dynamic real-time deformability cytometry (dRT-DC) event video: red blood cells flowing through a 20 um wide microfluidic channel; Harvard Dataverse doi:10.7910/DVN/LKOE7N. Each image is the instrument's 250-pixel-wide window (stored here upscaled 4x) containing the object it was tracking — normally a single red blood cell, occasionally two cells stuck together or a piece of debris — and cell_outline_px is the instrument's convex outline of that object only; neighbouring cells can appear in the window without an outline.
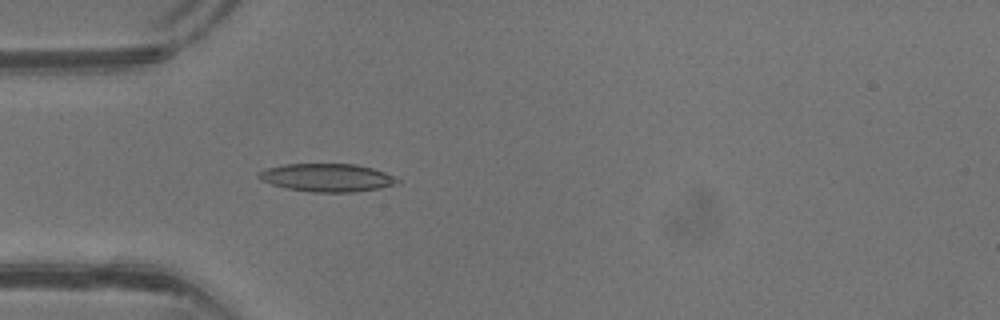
{"species": "common noctule bat (a hibernating species)", "species_latin": "Nyctalus noctula", "temperature_condition": "warm", "stored_images_in_passage": 41, "camera_frame_rate_fps": 3000, "um_per_image_px": 0.085, "animal": {"sex": "male", "body_mass_g": 13.3}, "frame": {"image": 1, "passage_image": 12, "time_ms": 3.667, "image_size_px": [1000, 320], "cell_outline_px": [[400, 184], [380, 188], [356, 192], [312, 192], [284, 188], [260, 180], [256, 176], [260, 172], [268, 168], [284, 164], [356, 164], [372, 168], [384, 172], [400, 180]], "centroid_in_image_um": [27.82, 15.11], "position_along_channel_um": 57.2, "area_um2": 22.72}}
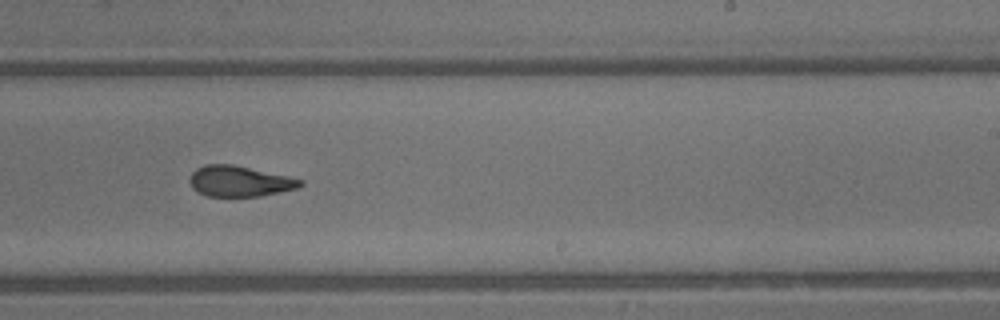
{"frame": {"image": 2, "passage_image": 25, "time_ms": 8.0, "image_size_px": [1000, 320], "cell_outline_px": [[304, 184], [296, 188], [260, 196], [208, 196], [196, 192], [192, 188], [188, 180], [192, 172], [196, 168], [204, 164], [232, 164], [288, 176], [304, 180]], "centroid_in_image_um": [20.32, 15.4], "position_along_channel_um": 268.7, "area_um2": 19.83}}
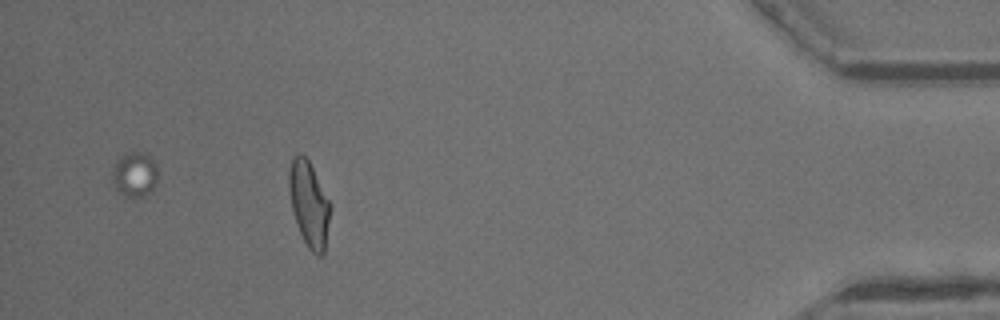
{"frame": {"image": 3, "passage_image": 37, "time_ms": 12.0, "image_size_px": [1000, 320], "cell_outline_px": [[332, 208], [324, 252], [320, 256], [316, 256], [308, 248], [296, 224], [288, 192], [288, 172], [292, 156], [300, 152], [308, 160], [332, 204]], "centroid_in_image_um": [26.27, 17.33], "position_along_channel_um": 408.9, "area_um2": 20.87}, "authors_computed_cell_mechanics": {"area_um2": 20.5768, "velocity_mm_per_s": 4.9744, "shape_relaxation_time_tau1_ms": 5.8819, "shape_relaxation_time_tau2_ms": 1.1611, "deformation_change_tau1": 0.2407, "deformation_change_tau2": 0.0944}}